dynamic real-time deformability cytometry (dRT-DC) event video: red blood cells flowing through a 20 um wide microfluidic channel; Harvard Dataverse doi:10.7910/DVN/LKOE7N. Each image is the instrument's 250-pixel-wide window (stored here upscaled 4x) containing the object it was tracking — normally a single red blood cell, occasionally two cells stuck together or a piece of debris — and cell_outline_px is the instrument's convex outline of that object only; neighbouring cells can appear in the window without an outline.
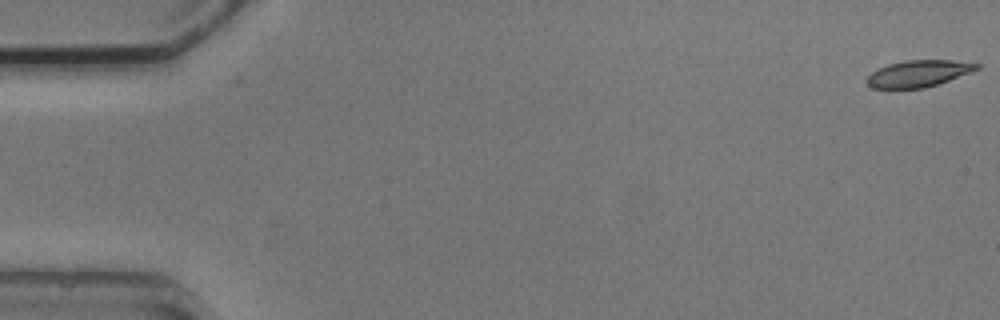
{"species": "common noctule bat (a hibernating species)", "species_latin": "Nyctalus noctula", "temperature_condition": "cold", "stored_images_in_passage": 2, "camera_frame_rate_fps": 3000, "um_per_image_px": 0.085, "animal": {"sex": "male", "body_mass_g": 20.5, "forearm_length_mm": 52.5}, "frame": {"image": 1, "passage_image": 2, "time_ms": 1.333, "image_size_px": [1000, 320], "cell_outline_px": [[980, 68], [948, 80], [924, 88], [872, 88], [864, 80], [872, 72], [888, 64], [904, 60], [952, 60], [980, 64]], "centroid_in_image_um": [78.04, 6.24], "position_along_channel_um": 7.0, "area_um2": 16.82}}